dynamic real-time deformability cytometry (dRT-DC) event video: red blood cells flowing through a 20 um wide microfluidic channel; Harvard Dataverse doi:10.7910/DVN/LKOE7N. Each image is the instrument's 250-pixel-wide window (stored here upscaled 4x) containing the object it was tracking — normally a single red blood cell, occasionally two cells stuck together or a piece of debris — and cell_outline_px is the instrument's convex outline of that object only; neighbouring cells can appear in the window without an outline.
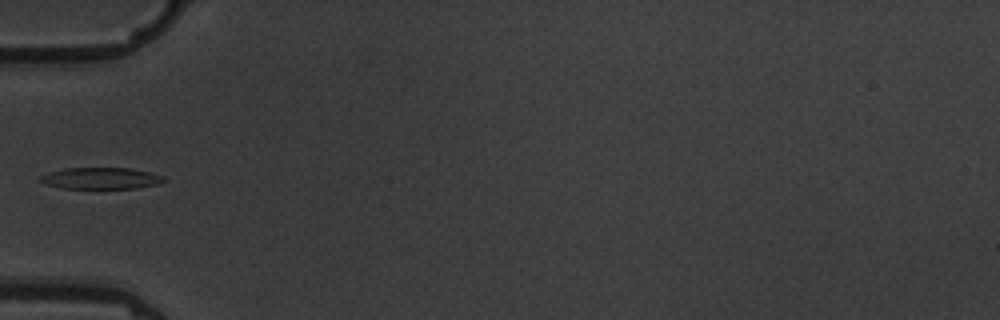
{"species": "common noctule bat (a hibernating species)", "species_latin": "Nyctalus noctula", "temperature_condition": "warm", "stored_images_in_passage": 5, "camera_frame_rate_fps": 3000, "um_per_image_px": 0.085, "animal": {"sex": "male", "body_mass_g": 19.5, "forearm_length_mm": 54.6}, "frame": {"image": 1, "passage_image": 2, "time_ms": 1.333, "image_size_px": [1000, 320], "cell_outline_px": [[164, 180], [156, 184], [136, 188], [60, 188], [48, 184], [40, 180], [40, 176], [64, 168], [128, 168], [148, 172], [160, 176]], "centroid_in_image_um": [8.54, 15.15], "position_along_channel_um": 76.5, "area_um2": 14.97}}
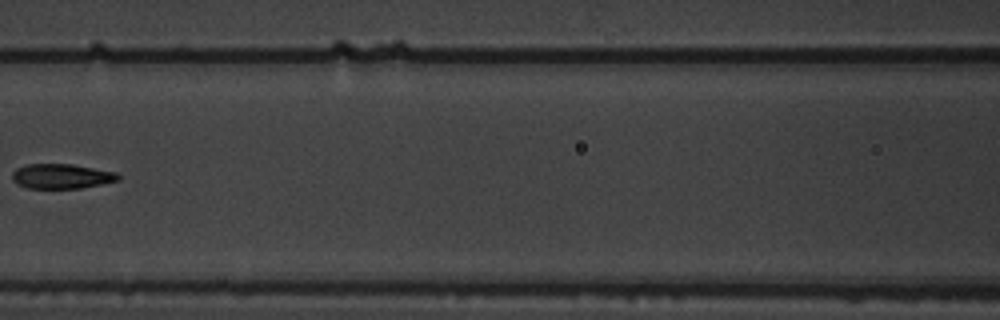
{"frame": {"image": 2, "passage_image": 4, "time_ms": 3.667, "image_size_px": [1000, 320], "cell_outline_px": [[120, 180], [104, 184], [80, 188], [28, 188], [16, 184], [12, 180], [12, 172], [16, 168], [28, 164], [72, 164], [116, 172], [120, 176]], "centroid_in_image_um": [5.23, 14.98], "position_along_channel_um": 161.4, "area_um2": 15.43}}
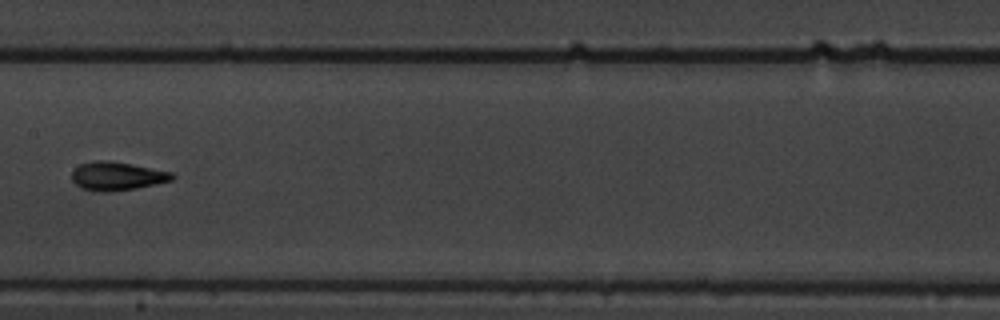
{"frame": {"image": 3, "passage_image": 5, "time_ms": 4.667, "image_size_px": [1000, 320], "cell_outline_px": [[176, 176], [172, 180], [136, 188], [104, 192], [80, 188], [72, 180], [72, 172], [80, 164], [96, 160], [104, 160], [132, 164], [172, 172]], "centroid_in_image_um": [9.95, 14.96], "position_along_channel_um": 197.5, "area_um2": 16.47}}